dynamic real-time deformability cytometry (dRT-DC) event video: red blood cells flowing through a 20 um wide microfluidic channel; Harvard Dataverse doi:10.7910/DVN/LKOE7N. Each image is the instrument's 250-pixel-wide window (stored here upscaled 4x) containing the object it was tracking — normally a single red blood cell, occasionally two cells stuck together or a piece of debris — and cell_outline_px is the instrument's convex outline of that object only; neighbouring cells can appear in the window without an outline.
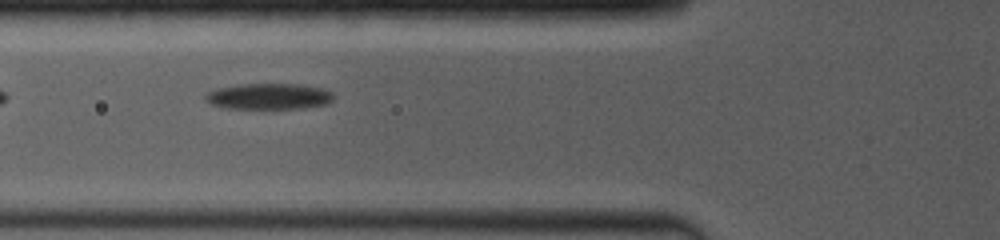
{"species": "common noctule bat (a hibernating species)", "species_latin": "Nyctalus noctula", "temperature_condition": "room temperature", "stored_images_in_passage": 8, "camera_frame_rate_fps": 4000, "um_per_image_px": 0.085, "animal": {"sex": "female", "body_mass_g": 19.0, "forearm_length_mm": 53.3}, "frame": {"image": 1, "passage_image": 3, "time_ms": 1.75, "image_size_px": [1000, 240], "cell_outline_px": [[336, 96], [328, 104], [304, 108], [228, 108], [212, 104], [204, 100], [204, 92], [216, 88], [240, 84], [300, 84], [324, 88], [332, 92]], "centroid_in_image_um": [22.86, 8.18], "position_along_channel_um": 102.9, "area_um2": 19.65}}
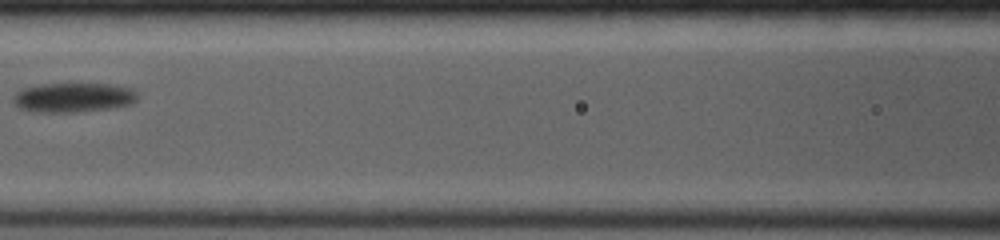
{"frame": {"image": 2, "passage_image": 5, "time_ms": 3.25, "image_size_px": [1000, 240], "cell_outline_px": [[140, 96], [132, 104], [112, 108], [76, 112], [36, 112], [20, 108], [12, 100], [12, 96], [20, 88], [44, 84], [108, 84], [132, 88]], "centroid_in_image_um": [6.24, 8.29], "position_along_channel_um": 160.4, "area_um2": 21.5}}
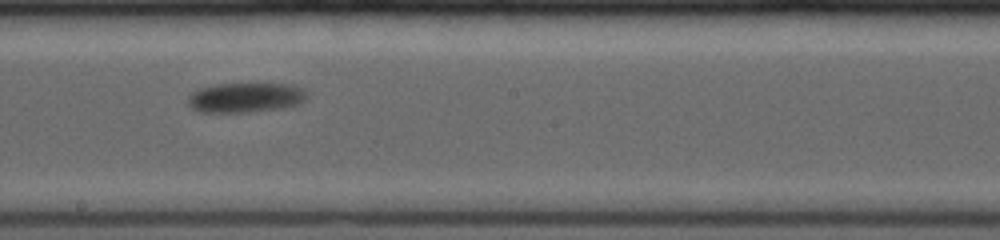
{"frame": {"image": 3, "passage_image": 7, "time_ms": 5.0, "image_size_px": [1000, 240], "cell_outline_px": [[308, 96], [300, 104], [284, 108], [248, 112], [200, 112], [192, 108], [188, 104], [188, 96], [192, 92], [200, 88], [216, 84], [288, 84], [300, 88], [308, 92]], "centroid_in_image_um": [20.88, 8.3], "position_along_channel_um": 227.3, "area_um2": 20.69}}